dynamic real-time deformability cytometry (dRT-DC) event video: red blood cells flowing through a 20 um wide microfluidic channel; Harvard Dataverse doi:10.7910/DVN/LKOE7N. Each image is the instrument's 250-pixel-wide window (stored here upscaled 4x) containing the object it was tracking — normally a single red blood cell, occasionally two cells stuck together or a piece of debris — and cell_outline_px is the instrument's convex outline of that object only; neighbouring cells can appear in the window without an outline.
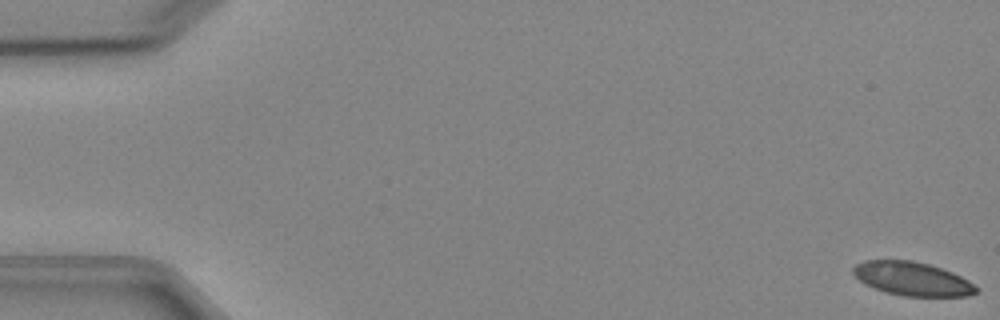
{"species": "Egyptian fruit bat (a non-hibernating species)", "species_latin": "Rousettus aegyptiacus", "temperature_condition": "cold", "stored_images_in_passage": 6, "camera_frame_rate_fps": 3000, "um_per_image_px": 0.085, "animal": {"sex": "female"}, "frame": {"image": 1, "passage_image": 1, "time_ms": 0.0, "image_size_px": [1000, 320], "cell_outline_px": [[980, 288], [976, 292], [968, 296], [904, 296], [884, 292], [864, 284], [852, 272], [852, 268], [856, 264], [864, 260], [912, 260], [928, 264], [952, 272], [968, 280]], "centroid_in_image_um": [77.54, 23.7], "position_along_channel_um": 7.5, "area_um2": 24.16}}